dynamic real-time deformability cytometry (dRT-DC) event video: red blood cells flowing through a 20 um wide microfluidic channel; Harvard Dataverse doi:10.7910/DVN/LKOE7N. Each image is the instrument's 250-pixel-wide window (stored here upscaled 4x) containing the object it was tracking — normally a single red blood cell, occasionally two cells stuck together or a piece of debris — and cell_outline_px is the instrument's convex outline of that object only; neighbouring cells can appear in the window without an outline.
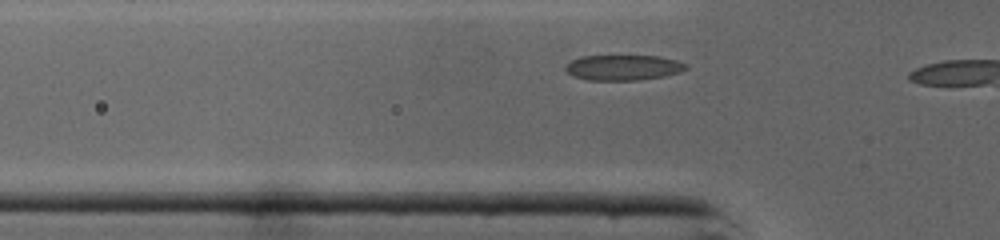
{"species": "common noctule bat (a hibernating species)", "species_latin": "Nyctalus noctula", "temperature_condition": "cold", "stored_images_in_passage": 9, "camera_frame_rate_fps": 3000, "um_per_image_px": 0.085, "animal": {"sex": "male", "body_mass_g": 19.0, "forearm_length_mm": 50.8}, "frame": {"image": 1, "passage_image": 7, "time_ms": 2.0, "image_size_px": [1000, 240], "cell_outline_px": [[688, 68], [680, 72], [664, 76], [640, 80], [588, 80], [572, 76], [564, 68], [572, 60], [580, 56], [660, 56], [676, 60], [688, 64]], "centroid_in_image_um": [53.0, 5.74], "position_along_channel_um": 72.8, "area_um2": 17.86}}